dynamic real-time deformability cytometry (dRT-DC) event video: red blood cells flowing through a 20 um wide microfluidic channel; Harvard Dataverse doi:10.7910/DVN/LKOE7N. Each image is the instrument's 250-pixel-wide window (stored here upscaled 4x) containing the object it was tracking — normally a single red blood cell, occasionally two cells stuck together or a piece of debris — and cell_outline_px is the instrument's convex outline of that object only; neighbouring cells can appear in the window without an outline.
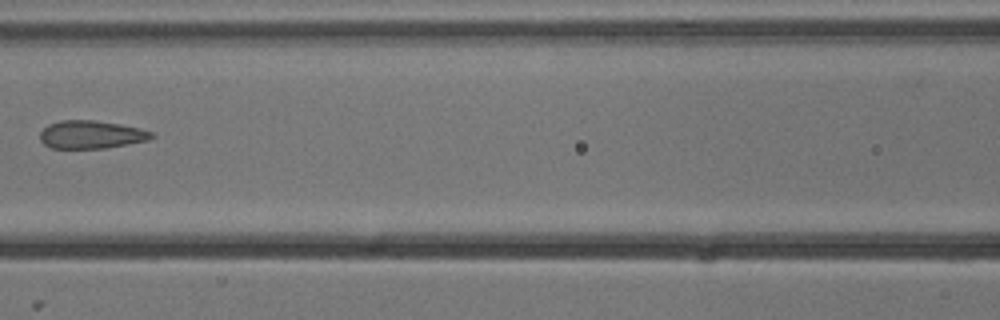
{"species": "common noctule bat (a hibernating species)", "species_latin": "Nyctalus noctula", "temperature_condition": "cold", "stored_images_in_passage": 4, "camera_frame_rate_fps": 3000, "um_per_image_px": 0.085, "animal": {"sex": "male", "body_mass_g": 13.3}, "frame": {"image": 1, "passage_image": 4, "time_ms": 1.0, "image_size_px": [1000, 320], "cell_outline_px": [[156, 136], [148, 140], [128, 144], [104, 148], [52, 148], [44, 144], [40, 140], [40, 132], [48, 124], [60, 120], [92, 120], [120, 124], [140, 128], [152, 132]], "centroid_in_image_um": [7.75, 11.43], "position_along_channel_um": 158.8, "area_um2": 18.21}}